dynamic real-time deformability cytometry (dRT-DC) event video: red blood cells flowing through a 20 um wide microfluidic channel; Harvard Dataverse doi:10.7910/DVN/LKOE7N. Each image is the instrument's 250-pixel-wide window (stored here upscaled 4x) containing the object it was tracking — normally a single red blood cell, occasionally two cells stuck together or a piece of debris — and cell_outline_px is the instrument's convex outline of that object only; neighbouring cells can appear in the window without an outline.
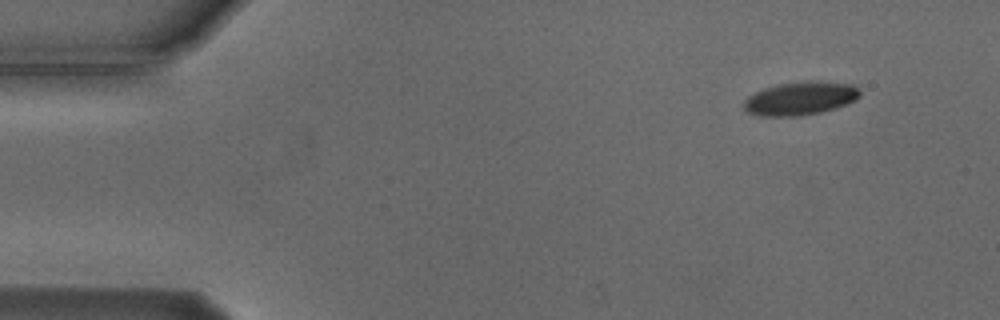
{"species": "Egyptian fruit bat (a non-hibernating species)", "species_latin": "Rousettus aegyptiacus", "temperature_condition": "cold", "stored_images_in_passage": 50, "camera_frame_rate_fps": 3000, "um_per_image_px": 0.085, "animal": {"sex": "male"}, "frame": {"image": 1, "passage_image": 1, "time_ms": 0.0, "image_size_px": [1000, 320], "cell_outline_px": [[860, 96], [856, 100], [836, 108], [820, 112], [800, 116], [760, 116], [748, 112], [744, 108], [744, 100], [748, 96], [764, 88], [780, 84], [808, 80], [816, 80], [856, 84], [860, 88]], "centroid_in_image_um": [68.08, 8.35], "position_along_channel_um": 16.9, "area_um2": 22.83}}
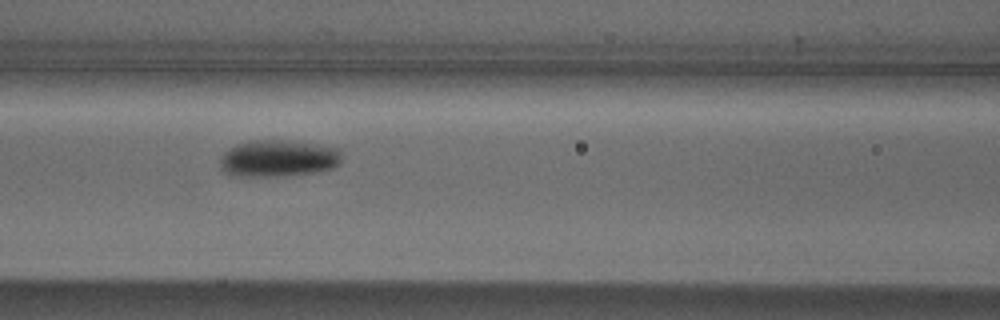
{"frame": {"image": 2, "passage_image": 19, "time_ms": 6.0, "image_size_px": [1000, 320], "cell_outline_px": [[340, 160], [332, 168], [320, 172], [284, 176], [232, 176], [224, 172], [220, 168], [220, 156], [228, 148], [236, 144], [248, 140], [280, 140], [312, 144], [340, 148]], "centroid_in_image_um": [23.59, 13.47], "position_along_channel_um": 143.0, "area_um2": 26.3}}
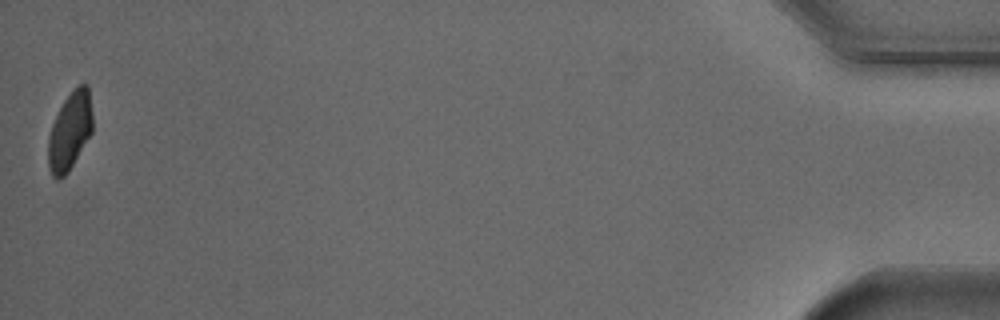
{"frame": {"image": 3, "passage_image": 50, "time_ms": 16.333, "image_size_px": [1000, 320], "cell_outline_px": [[92, 132], [68, 172], [64, 176], [56, 180], [52, 176], [48, 164], [48, 136], [52, 124], [64, 100], [80, 84], [88, 84], [92, 112]], "centroid_in_image_um": [5.93, 11.16], "position_along_channel_um": 429.3, "area_um2": 19.94}, "authors_computed_cell_mechanics": {"area_um2": 22.8599, "velocity_mm_per_s": 3.7448, "shape_relaxation_time_tau1_ms": 2.5946, "shape_relaxation_time_tau2_ms": null, "deformation_change_tau1": 0.1148, "deformation_change_tau2": null}}